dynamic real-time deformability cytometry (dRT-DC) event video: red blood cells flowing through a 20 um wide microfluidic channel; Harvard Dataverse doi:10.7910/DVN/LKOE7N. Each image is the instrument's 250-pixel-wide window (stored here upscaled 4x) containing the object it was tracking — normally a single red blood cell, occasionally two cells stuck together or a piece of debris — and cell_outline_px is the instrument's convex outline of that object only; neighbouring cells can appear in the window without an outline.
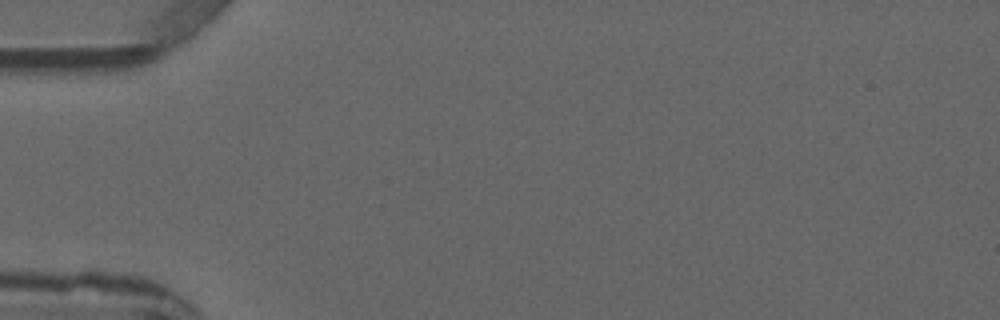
{"species": "common noctule bat (a hibernating species)", "species_latin": "Nyctalus noctula", "temperature_condition": "warm", "stored_images_in_passage": 4, "segment_of_instrument_passage": [1, 2], "camera_frame_rate_fps": 3000, "um_per_image_px": 0.085, "animal": {"sex": "male", "forearm_length_mm": 52.5}, "frame": {"image": 1, "passage_image": 1, "time_ms": 0.0, "image_size_px": [1000, 320], "cell_outline_px": [[132, 288], [128, 292], [16, 288], [16, 284], [24, 280], [80, 272], [88, 272], [124, 284]], "centroid_in_image_um": [6.36, 24.07], "position_along_channel_um": 78.6, "area_um2": 10.52}}